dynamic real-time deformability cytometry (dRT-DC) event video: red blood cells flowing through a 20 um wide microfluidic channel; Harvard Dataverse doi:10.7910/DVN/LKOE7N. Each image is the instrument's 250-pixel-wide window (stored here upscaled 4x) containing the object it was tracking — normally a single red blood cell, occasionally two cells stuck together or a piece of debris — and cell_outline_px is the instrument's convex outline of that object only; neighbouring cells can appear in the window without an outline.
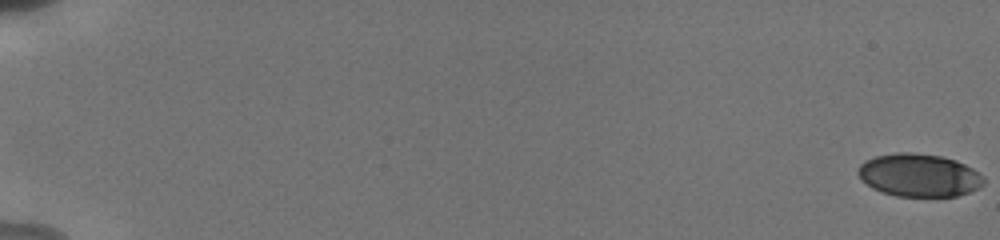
{"species": "human", "species_latin": "Homo sapiens", "temperature_condition": "cold", "stored_images_in_passage": 62, "camera_frame_rate_fps": 3000, "um_per_image_px": 0.085, "donor": {"sex": "male"}, "frame": {"image": 1, "passage_image": 1, "time_ms": 0.0, "image_size_px": [1000, 240], "cell_outline_px": [[984, 184], [968, 192], [956, 196], [896, 196], [880, 192], [872, 188], [860, 180], [856, 172], [860, 164], [864, 160], [876, 156], [896, 152], [908, 152], [940, 156], [956, 160], [972, 168], [984, 176]], "centroid_in_image_um": [78.07, 14.89], "position_along_channel_um": 6.9, "area_um2": 31.56}}
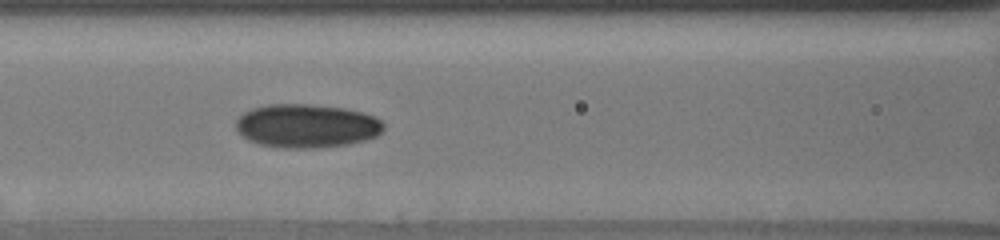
{"frame": {"image": 2, "passage_image": 32, "time_ms": 9.0, "image_size_px": [1000, 240], "cell_outline_px": [[384, 128], [376, 136], [364, 140], [348, 144], [316, 148], [284, 148], [260, 144], [248, 140], [236, 128], [236, 120], [244, 112], [252, 108], [268, 104], [312, 104], [344, 108], [376, 116], [384, 124]], "centroid_in_image_um": [26.07, 10.69], "position_along_channel_um": 140.5, "area_um2": 37.51}}
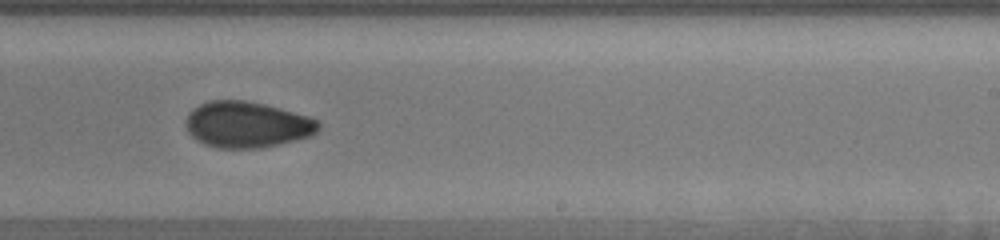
{"frame": {"image": 3, "passage_image": 44, "time_ms": 12.333, "image_size_px": [1000, 240], "cell_outline_px": [[320, 128], [312, 136], [280, 144], [260, 148], [216, 148], [204, 144], [196, 140], [188, 132], [188, 112], [192, 108], [208, 100], [244, 100], [264, 104], [308, 116], [320, 120]], "centroid_in_image_um": [21.02, 10.59], "position_along_channel_um": 268.0, "area_um2": 35.72}, "authors_computed_cell_mechanics": {"area_um2": 33.8997, "velocity_mm_per_s": 3.8404, "shape_relaxation_time_tau1_ms": 5.3782, "shape_relaxation_time_tau2_ms": 2.4569, "deformation_change_tau1": 0.1309, "deformation_change_tau2": 0.0602}}